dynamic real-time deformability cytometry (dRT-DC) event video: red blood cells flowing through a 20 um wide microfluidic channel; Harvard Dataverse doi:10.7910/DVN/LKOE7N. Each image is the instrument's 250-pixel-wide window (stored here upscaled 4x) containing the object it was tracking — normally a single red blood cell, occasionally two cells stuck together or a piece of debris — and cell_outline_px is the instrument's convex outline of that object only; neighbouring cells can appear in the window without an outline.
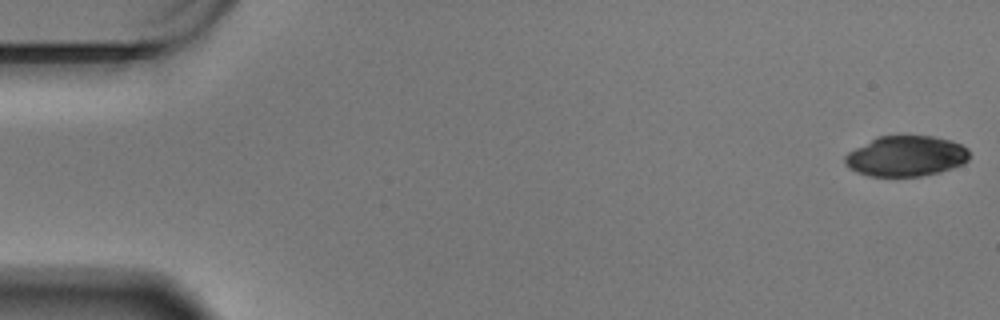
{"species": "Egyptian fruit bat (a non-hibernating species)", "species_latin": "Rousettus aegyptiacus", "temperature_condition": "warm", "stored_images_in_passage": 10, "camera_frame_rate_fps": 3000, "um_per_image_px": 0.085, "animal": {"sex": "male"}, "frame": {"image": 1, "passage_image": 1, "time_ms": 0.0, "image_size_px": [1000, 320], "cell_outline_px": [[968, 160], [964, 164], [940, 172], [920, 176], [868, 176], [856, 172], [848, 168], [844, 164], [844, 156], [848, 152], [876, 136], [932, 136], [952, 140], [968, 148]], "centroid_in_image_um": [76.99, 13.27], "position_along_channel_um": 8.0, "area_um2": 29.59}}